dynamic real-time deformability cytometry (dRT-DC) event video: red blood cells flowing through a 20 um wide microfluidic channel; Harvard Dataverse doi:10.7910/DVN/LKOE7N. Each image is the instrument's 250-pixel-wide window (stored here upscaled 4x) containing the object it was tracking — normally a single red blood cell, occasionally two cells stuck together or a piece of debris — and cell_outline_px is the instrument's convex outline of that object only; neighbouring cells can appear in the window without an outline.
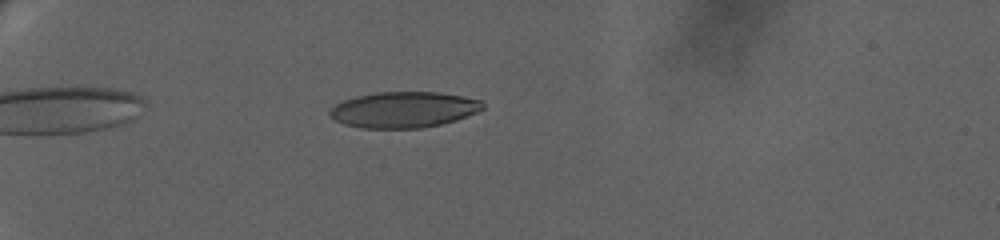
{"species": "human", "species_latin": "Homo sapiens", "temperature_condition": "warm", "stored_images_in_passage": 50, "camera_frame_rate_fps": 3000, "um_per_image_px": 0.085, "donor": {"sex": "female"}, "frame": {"image": 1, "passage_image": 8, "time_ms": 1.0, "image_size_px": [1000, 240], "cell_outline_px": [[484, 108], [476, 112], [456, 120], [440, 124], [420, 128], [360, 128], [344, 124], [336, 120], [328, 112], [336, 104], [344, 100], [360, 96], [380, 92], [436, 92], [464, 96], [484, 100]], "centroid_in_image_um": [34.36, 9.32], "position_along_channel_um": 50.6, "area_um2": 31.79}}
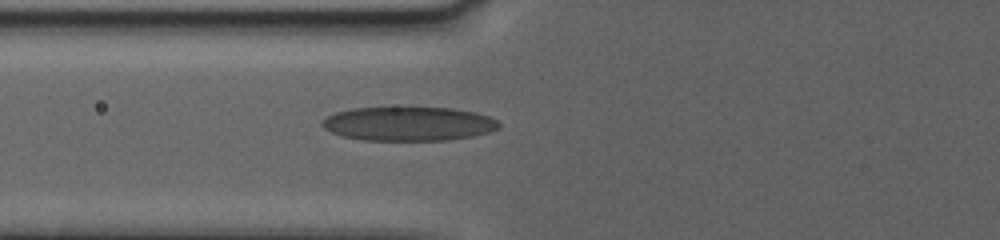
{"frame": {"image": 2, "passage_image": 32, "time_ms": 3.667, "image_size_px": [1000, 240], "cell_outline_px": [[500, 124], [496, 128], [488, 132], [472, 136], [448, 140], [364, 140], [344, 136], [332, 132], [324, 128], [320, 124], [328, 116], [336, 112], [356, 108], [448, 108], [472, 112], [488, 116], [496, 120]], "centroid_in_image_um": [34.71, 10.53], "position_along_channel_um": 91.1, "area_um2": 34.45}}
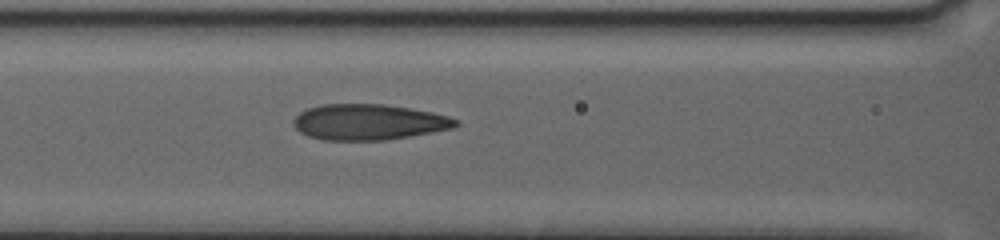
{"frame": {"image": 3, "passage_image": 43, "time_ms": 5.0, "image_size_px": [1000, 240], "cell_outline_px": [[460, 124], [456, 128], [384, 140], [320, 140], [308, 136], [300, 132], [292, 124], [292, 120], [300, 112], [308, 108], [324, 104], [384, 104], [432, 112], [448, 116], [456, 120]], "centroid_in_image_um": [31.32, 10.38], "position_along_channel_um": 135.3, "area_um2": 33.81}}